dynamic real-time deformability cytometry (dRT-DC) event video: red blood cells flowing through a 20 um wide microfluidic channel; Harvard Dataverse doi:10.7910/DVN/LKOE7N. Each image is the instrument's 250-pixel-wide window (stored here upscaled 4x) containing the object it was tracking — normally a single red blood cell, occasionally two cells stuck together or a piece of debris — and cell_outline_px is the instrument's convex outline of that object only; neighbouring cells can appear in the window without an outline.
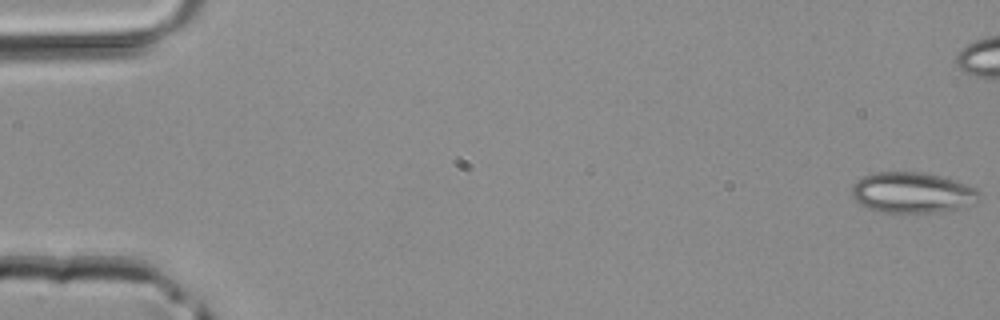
{"species": "common noctule bat (a hibernating species)", "species_latin": "Nyctalus noctula", "temperature_condition": "room temperature", "stored_images_in_passage": 6, "camera_frame_rate_fps": 3000, "um_per_image_px": 0.085, "animal": {"sex": "male", "body_mass_g": 20.4}, "frame": {"image": 1, "passage_image": 1, "time_ms": 0.0, "image_size_px": [1000, 320], "cell_outline_px": [[984, 196], [980, 200], [964, 208], [936, 212], [880, 212], [868, 208], [860, 204], [852, 196], [852, 184], [864, 176], [876, 172], [920, 172], [940, 176], [976, 188]], "centroid_in_image_um": [77.58, 16.38], "position_along_channel_um": 7.4, "area_um2": 30.29}}
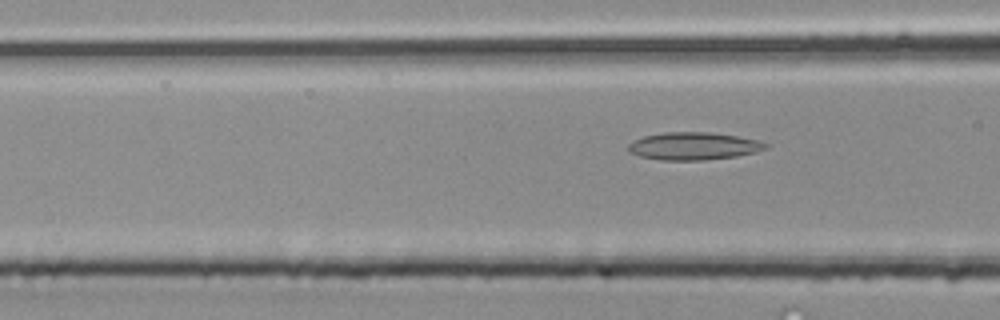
{"frame": {"image": 2, "passage_image": 6, "time_ms": 1.667, "image_size_px": [1000, 320], "cell_outline_px": [[768, 148], [756, 152], [736, 156], [704, 160], [660, 160], [640, 156], [628, 152], [628, 144], [644, 136], [664, 132], [708, 132], [736, 136], [756, 140], [768, 144]], "centroid_in_image_um": [58.94, 12.42], "position_along_channel_um": 107.7, "area_um2": 21.96}}